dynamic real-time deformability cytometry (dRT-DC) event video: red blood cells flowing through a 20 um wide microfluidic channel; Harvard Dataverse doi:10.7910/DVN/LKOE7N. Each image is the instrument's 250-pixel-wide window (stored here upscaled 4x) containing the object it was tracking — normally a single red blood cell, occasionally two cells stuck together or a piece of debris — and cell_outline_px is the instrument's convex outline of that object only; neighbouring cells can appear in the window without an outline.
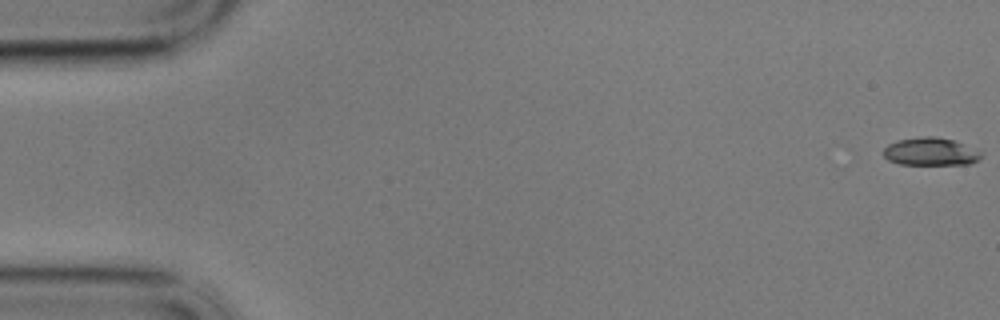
{"species": "common noctule bat (a hibernating species)", "species_latin": "Nyctalus noctula", "temperature_condition": "cold", "stored_images_in_passage": 59, "camera_frame_rate_fps": 3000, "um_per_image_px": 0.085, "animal": {"sex": "male", "body_mass_g": 17.9}, "frame": {"image": 1, "passage_image": 1, "time_ms": 0.0, "image_size_px": [1000, 320], "cell_outline_px": [[984, 152], [972, 164], [900, 164], [888, 160], [884, 156], [884, 148], [888, 144], [896, 140], [920, 136], [936, 136], [952, 140]], "centroid_in_image_um": [79.08, 12.88], "position_along_channel_um": 5.9, "area_um2": 15.84}}
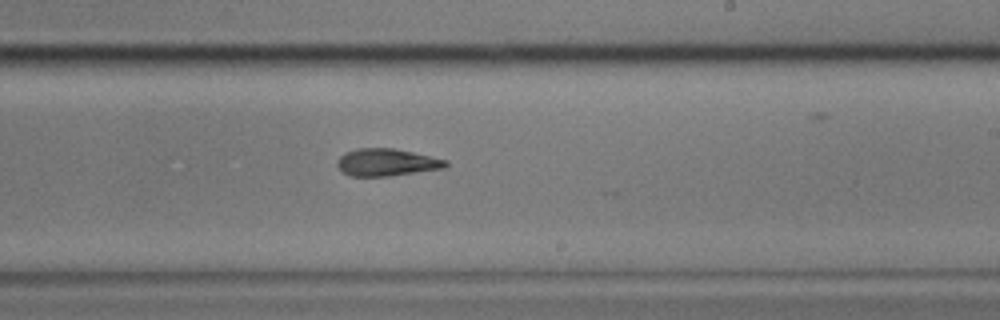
{"frame": {"image": 2, "passage_image": 35, "time_ms": 11.333, "image_size_px": [1000, 320], "cell_outline_px": [[448, 168], [388, 176], [348, 176], [336, 164], [336, 160], [344, 152], [356, 148], [392, 148], [412, 152], [448, 160]], "centroid_in_image_um": [32.87, 13.8], "position_along_channel_um": 256.1, "area_um2": 17.4}}
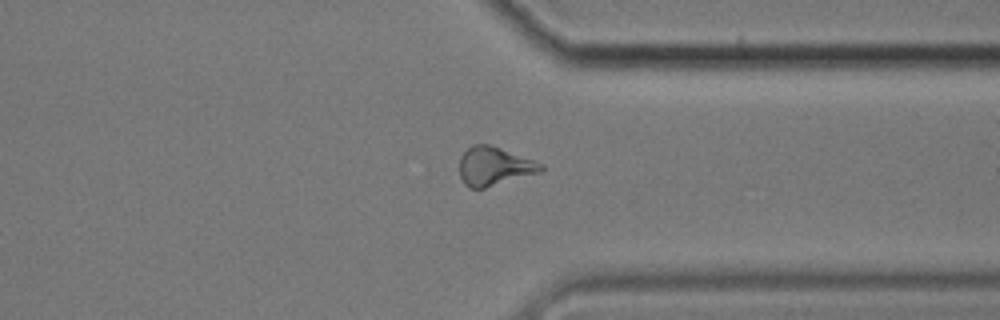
{"frame": {"image": 3, "passage_image": 45, "time_ms": 14.667, "image_size_px": [1000, 320], "cell_outline_px": [[544, 168], [540, 172], [484, 188], [468, 188], [464, 184], [460, 176], [460, 156], [472, 144], [488, 144], [500, 148], [544, 164]], "centroid_in_image_um": [41.99, 14.13], "position_along_channel_um": 369.4, "area_um2": 18.15}, "authors_computed_cell_mechanics": {"area_um2": 17.3978, "velocity_mm_per_s": 3.4428, "shape_relaxation_time_tau1_ms": null, "shape_relaxation_time_tau2_ms": 4.6548, "deformation_change_tau1": null, "deformation_change_tau2": 0.1457}}